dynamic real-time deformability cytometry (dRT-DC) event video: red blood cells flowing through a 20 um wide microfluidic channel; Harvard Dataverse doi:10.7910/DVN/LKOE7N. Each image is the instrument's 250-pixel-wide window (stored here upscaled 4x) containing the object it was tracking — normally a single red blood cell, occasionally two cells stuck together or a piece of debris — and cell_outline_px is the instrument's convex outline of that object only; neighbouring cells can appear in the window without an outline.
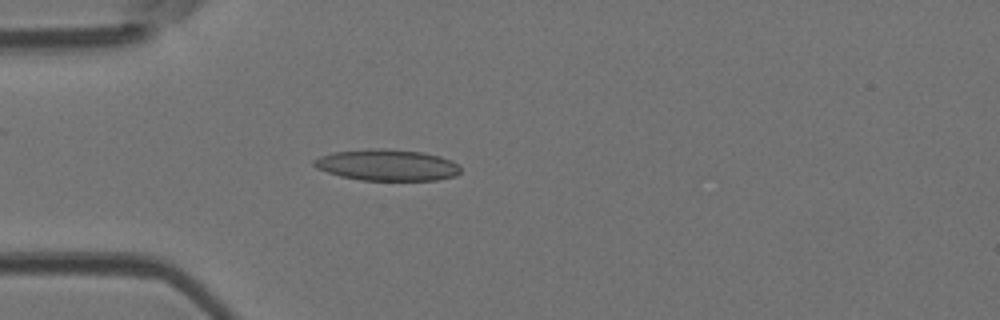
{"species": "Egyptian fruit bat (a non-hibernating species)", "species_latin": "Rousettus aegyptiacus", "temperature_condition": "room temperature", "stored_images_in_passage": 3, "camera_frame_rate_fps": 3000, "um_per_image_px": 0.085, "animal": {"sex": "female"}, "frame": {"image": 1, "passage_image": 3, "time_ms": 0.667, "image_size_px": [1000, 320], "cell_outline_px": [[460, 172], [456, 176], [436, 180], [360, 180], [340, 176], [316, 168], [312, 164], [312, 160], [320, 156], [332, 152], [368, 148], [384, 148], [424, 152], [440, 156], [452, 160], [460, 168]], "centroid_in_image_um": [32.88, 14.02], "position_along_channel_um": 52.1, "area_um2": 26.99}}